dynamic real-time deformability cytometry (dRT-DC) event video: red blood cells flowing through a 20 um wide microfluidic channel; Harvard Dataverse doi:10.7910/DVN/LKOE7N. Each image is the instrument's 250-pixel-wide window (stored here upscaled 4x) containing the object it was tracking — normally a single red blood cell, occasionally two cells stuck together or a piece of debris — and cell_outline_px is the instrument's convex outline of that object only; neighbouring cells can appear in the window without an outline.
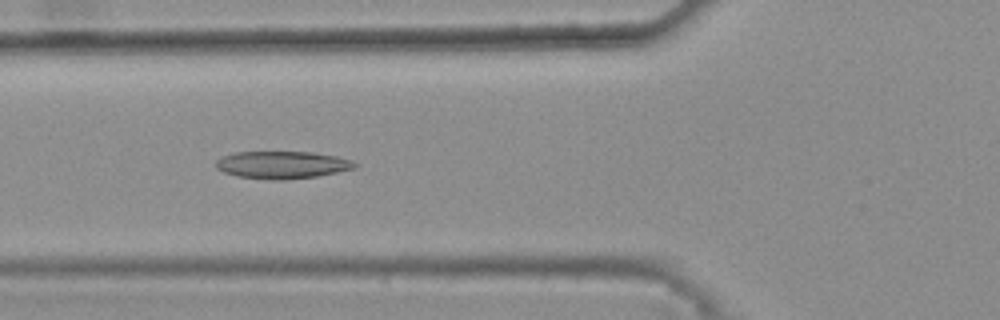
{"species": "common noctule bat (a hibernating species)", "species_latin": "Nyctalus noctula", "temperature_condition": "warm", "stored_images_in_passage": 37, "camera_frame_rate_fps": 3000, "um_per_image_px": 0.085, "animal": {"sex": "female", "body_mass_g": 25.1}, "frame": {"image": 1, "passage_image": 11, "time_ms": 3.333, "image_size_px": [1000, 320], "cell_outline_px": [[360, 164], [356, 168], [316, 176], [288, 180], [272, 180], [236, 176], [224, 172], [216, 168], [216, 160], [220, 156], [236, 152], [312, 152], [336, 156], [352, 160]], "centroid_in_image_um": [23.99, 14.01], "position_along_channel_um": 101.8, "area_um2": 22.37}}
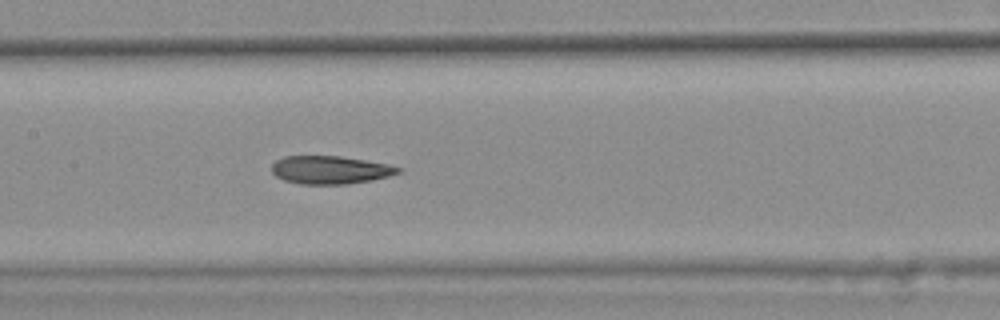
{"frame": {"image": 2, "passage_image": 17, "time_ms": 5.333, "image_size_px": [1000, 320], "cell_outline_px": [[404, 168], [400, 172], [388, 176], [372, 180], [348, 184], [300, 184], [284, 180], [276, 176], [272, 172], [272, 164], [276, 160], [284, 156], [340, 156], [388, 164]], "centroid_in_image_um": [28.07, 14.44], "position_along_channel_um": 179.3, "area_um2": 20.69}}
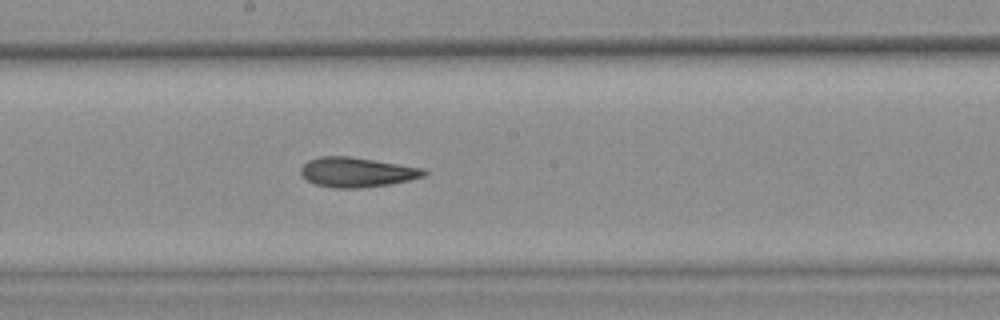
{"frame": {"image": 3, "passage_image": 20, "time_ms": 6.333, "image_size_px": [1000, 320], "cell_outline_px": [[428, 172], [424, 176], [408, 180], [388, 184], [356, 188], [336, 188], [316, 184], [308, 180], [300, 172], [300, 168], [308, 160], [320, 156], [348, 156], [424, 168]], "centroid_in_image_um": [30.32, 14.63], "position_along_channel_um": 217.9, "area_um2": 21.04}, "authors_computed_cell_mechanics": {"area_um2": 21.1548, "velocity_mm_per_s": 3.8635, "shape_relaxation_time_tau1_ms": null, "shape_relaxation_time_tau2_ms": 4.6801, "deformation_change_tau1": null, "deformation_change_tau2": 0.1524}}